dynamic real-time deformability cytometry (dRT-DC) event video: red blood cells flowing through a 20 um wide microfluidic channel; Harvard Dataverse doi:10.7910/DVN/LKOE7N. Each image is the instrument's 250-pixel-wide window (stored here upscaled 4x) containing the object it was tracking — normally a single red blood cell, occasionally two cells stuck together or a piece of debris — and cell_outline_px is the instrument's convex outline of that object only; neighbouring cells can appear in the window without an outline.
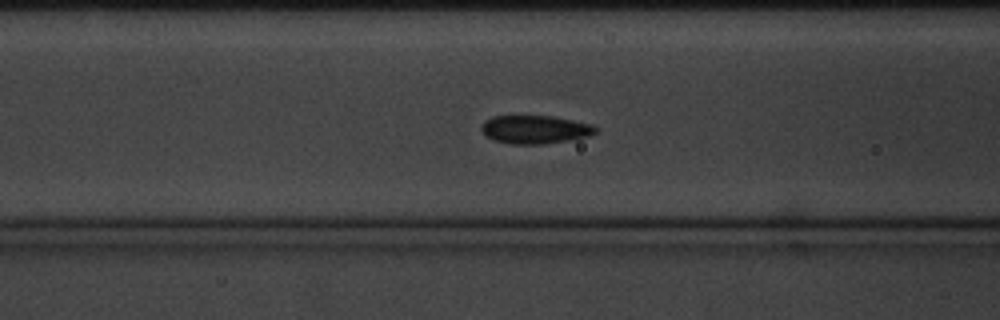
{"species": "common noctule bat (a hibernating species)", "species_latin": "Nyctalus noctula", "temperature_condition": "cold", "stored_images_in_passage": 50, "camera_frame_rate_fps": 3000, "um_per_image_px": 0.085, "animal": {"sex": "male", "body_mass_g": 20.1, "forearm_length_mm": 53.5}, "frame": {"image": 1, "passage_image": 12, "time_ms": 3.667, "image_size_px": [1000, 320], "cell_outline_px": [[596, 132], [588, 136], [544, 144], [512, 144], [496, 140], [484, 136], [480, 128], [484, 120], [492, 116], [552, 116], [592, 124], [596, 128]], "centroid_in_image_um": [45.42, 11.0], "position_along_channel_um": 121.2, "area_um2": 18.73}}
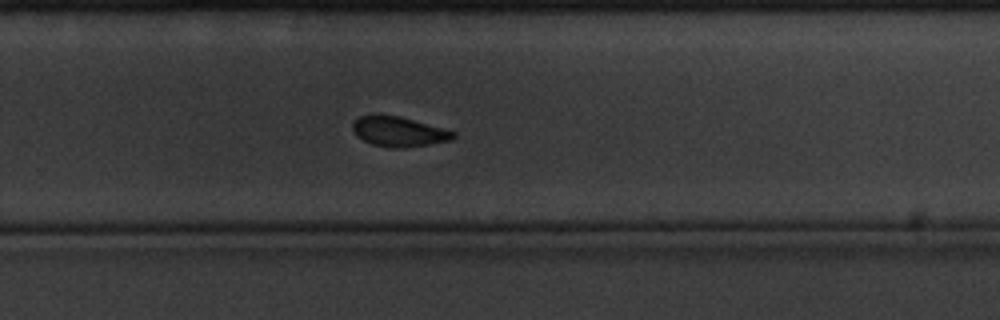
{"frame": {"image": 2, "passage_image": 28, "time_ms": 9.0, "image_size_px": [1000, 320], "cell_outline_px": [[456, 136], [452, 140], [404, 148], [388, 148], [372, 144], [356, 136], [352, 128], [352, 124], [360, 116], [368, 112], [400, 116], [456, 132]], "centroid_in_image_um": [33.85, 11.16], "position_along_channel_um": 296.0, "area_um2": 17.86}}
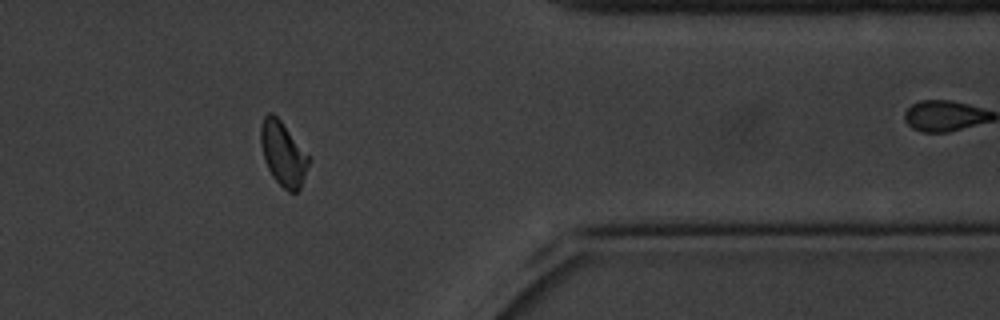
{"frame": {"image": 3, "passage_image": 38, "time_ms": 12.333, "image_size_px": [1000, 320], "cell_outline_px": [[312, 160], [300, 188], [296, 192], [288, 192], [272, 176], [264, 160], [260, 144], [260, 124], [264, 116], [268, 112], [272, 112], [280, 120], [312, 156]], "centroid_in_image_um": [24.1, 13.05], "position_along_channel_um": 387.3, "area_um2": 18.44}, "authors_computed_cell_mechanics": {"area_um2": 18.3226, "velocity_mm_per_s": 3.287, "shape_relaxation_time_tau1_ms": 1.8288, "shape_relaxation_time_tau2_ms": 1.1736, "deformation_change_tau1": 0.0965, "deformation_change_tau2": 0.0585}}